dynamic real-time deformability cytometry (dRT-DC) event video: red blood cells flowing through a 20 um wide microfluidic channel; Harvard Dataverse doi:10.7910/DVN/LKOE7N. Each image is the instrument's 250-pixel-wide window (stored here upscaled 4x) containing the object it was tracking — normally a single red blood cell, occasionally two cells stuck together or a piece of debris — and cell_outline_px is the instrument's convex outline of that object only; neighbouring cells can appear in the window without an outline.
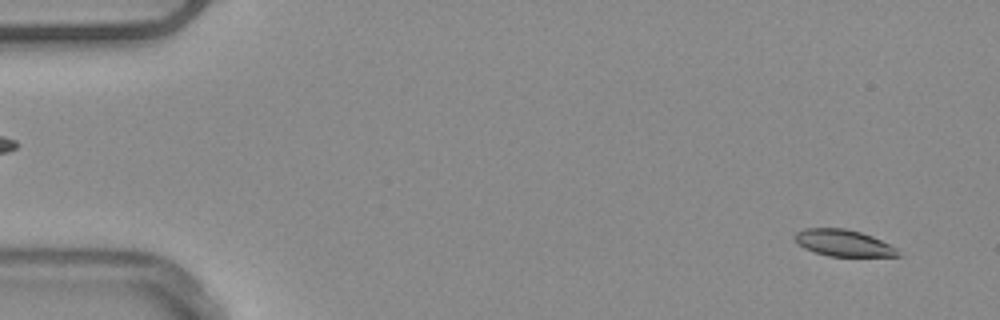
{"species": "common noctule bat (a hibernating species)", "species_latin": "Nyctalus noctula", "temperature_condition": "warm", "stored_images_in_passage": 52, "camera_frame_rate_fps": 3000, "um_per_image_px": 0.085, "animal": {"sex": "male", "body_mass_g": 20.4}, "frame": {"image": 1, "passage_image": 3, "time_ms": 0.667, "image_size_px": [1000, 320], "cell_outline_px": [[904, 256], [828, 256], [804, 248], [792, 236], [796, 232], [804, 228], [844, 228], [860, 232], [872, 236], [896, 248]], "centroid_in_image_um": [71.69, 20.65], "position_along_channel_um": 13.3, "area_um2": 15.9}}
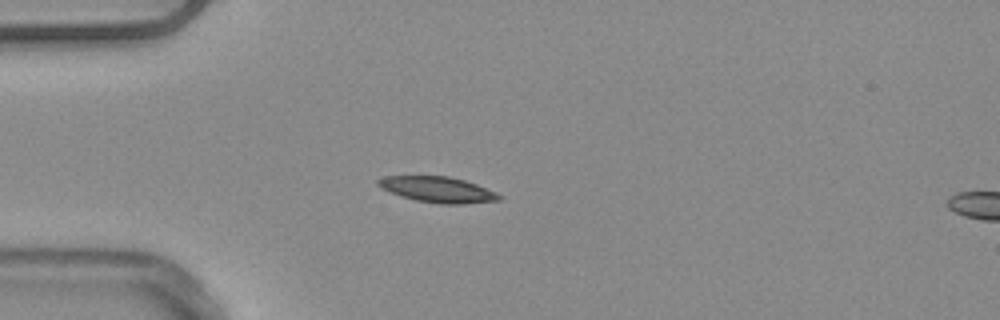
{"frame": {"image": 2, "passage_image": 14, "time_ms": 4.333, "image_size_px": [1000, 320], "cell_outline_px": [[504, 196], [500, 200], [464, 204], [440, 204], [416, 200], [400, 196], [376, 184], [376, 180], [384, 176], [448, 176], [464, 180], [476, 184], [496, 192]], "centroid_in_image_um": [37.24, 16.11], "position_along_channel_um": 47.8, "area_um2": 18.09}}
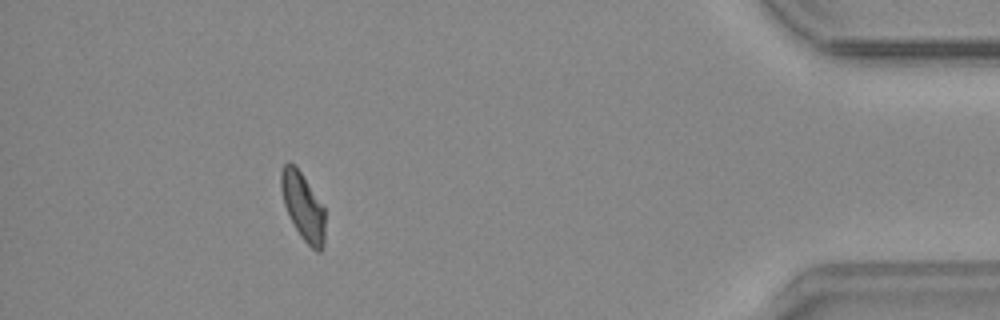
{"frame": {"image": 3, "passage_image": 47, "time_ms": 15.333, "image_size_px": [1000, 320], "cell_outline_px": [[324, 248], [320, 252], [316, 252], [300, 236], [284, 204], [280, 188], [280, 172], [284, 164], [288, 160], [300, 172], [324, 208]], "centroid_in_image_um": [25.74, 17.56], "position_along_channel_um": 409.5, "area_um2": 16.94}, "authors_computed_cell_mechanics": {"area_um2": 17.3978, "velocity_mm_per_s": 3.9173, "shape_relaxation_time_tau1_ms": 6.1603, "shape_relaxation_time_tau2_ms": 9.8374, "deformation_change_tau1": 0.133, "deformation_change_tau2": 0.1383}}